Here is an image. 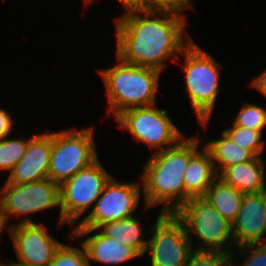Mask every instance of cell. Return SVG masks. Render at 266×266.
<instances>
[{"mask_svg": "<svg viewBox=\"0 0 266 266\" xmlns=\"http://www.w3.org/2000/svg\"><path fill=\"white\" fill-rule=\"evenodd\" d=\"M114 17L115 56L127 64L162 73L167 61L174 64L193 41L184 13L139 9Z\"/></svg>", "mask_w": 266, "mask_h": 266, "instance_id": "obj_1", "label": "cell"}, {"mask_svg": "<svg viewBox=\"0 0 266 266\" xmlns=\"http://www.w3.org/2000/svg\"><path fill=\"white\" fill-rule=\"evenodd\" d=\"M139 178L143 212L161 206L160 213H176L191 198L185 191L184 174L190 160V136L175 146L151 153Z\"/></svg>", "mask_w": 266, "mask_h": 266, "instance_id": "obj_2", "label": "cell"}, {"mask_svg": "<svg viewBox=\"0 0 266 266\" xmlns=\"http://www.w3.org/2000/svg\"><path fill=\"white\" fill-rule=\"evenodd\" d=\"M114 66L100 69L105 86L107 113L115 119L131 108L157 104L161 72L146 67L127 64L116 57ZM117 63V64H116Z\"/></svg>", "mask_w": 266, "mask_h": 266, "instance_id": "obj_3", "label": "cell"}, {"mask_svg": "<svg viewBox=\"0 0 266 266\" xmlns=\"http://www.w3.org/2000/svg\"><path fill=\"white\" fill-rule=\"evenodd\" d=\"M175 64L184 72L185 94L190 101L196 120L205 130L216 108L221 88V64L193 40ZM179 59L182 61L180 63ZM179 61V62H178ZM206 128V129H205Z\"/></svg>", "mask_w": 266, "mask_h": 266, "instance_id": "obj_4", "label": "cell"}, {"mask_svg": "<svg viewBox=\"0 0 266 266\" xmlns=\"http://www.w3.org/2000/svg\"><path fill=\"white\" fill-rule=\"evenodd\" d=\"M175 214L182 220L194 250L233 253L232 223L204 197L190 198Z\"/></svg>", "mask_w": 266, "mask_h": 266, "instance_id": "obj_5", "label": "cell"}, {"mask_svg": "<svg viewBox=\"0 0 266 266\" xmlns=\"http://www.w3.org/2000/svg\"><path fill=\"white\" fill-rule=\"evenodd\" d=\"M0 187V224L4 230L13 225L38 223L31 217L33 214L60 209L59 185L49 178L28 184L5 181ZM13 218L20 219L12 223Z\"/></svg>", "mask_w": 266, "mask_h": 266, "instance_id": "obj_6", "label": "cell"}, {"mask_svg": "<svg viewBox=\"0 0 266 266\" xmlns=\"http://www.w3.org/2000/svg\"><path fill=\"white\" fill-rule=\"evenodd\" d=\"M94 131L92 125L52 131L48 169V178L52 182L60 186L99 158Z\"/></svg>", "mask_w": 266, "mask_h": 266, "instance_id": "obj_7", "label": "cell"}, {"mask_svg": "<svg viewBox=\"0 0 266 266\" xmlns=\"http://www.w3.org/2000/svg\"><path fill=\"white\" fill-rule=\"evenodd\" d=\"M100 161L98 158L59 186L58 227L65 224L73 229L92 211L104 186L112 177Z\"/></svg>", "mask_w": 266, "mask_h": 266, "instance_id": "obj_8", "label": "cell"}, {"mask_svg": "<svg viewBox=\"0 0 266 266\" xmlns=\"http://www.w3.org/2000/svg\"><path fill=\"white\" fill-rule=\"evenodd\" d=\"M156 105L131 108L114 119L121 130L147 145L152 153L171 148L186 136L169 117V111Z\"/></svg>", "mask_w": 266, "mask_h": 266, "instance_id": "obj_9", "label": "cell"}, {"mask_svg": "<svg viewBox=\"0 0 266 266\" xmlns=\"http://www.w3.org/2000/svg\"><path fill=\"white\" fill-rule=\"evenodd\" d=\"M150 224L144 255L149 266H185L194 251L182 220L175 213H158Z\"/></svg>", "mask_w": 266, "mask_h": 266, "instance_id": "obj_10", "label": "cell"}, {"mask_svg": "<svg viewBox=\"0 0 266 266\" xmlns=\"http://www.w3.org/2000/svg\"><path fill=\"white\" fill-rule=\"evenodd\" d=\"M143 191L140 182H124L111 177L92 211L74 228L98 229L101 225L138 215Z\"/></svg>", "mask_w": 266, "mask_h": 266, "instance_id": "obj_11", "label": "cell"}, {"mask_svg": "<svg viewBox=\"0 0 266 266\" xmlns=\"http://www.w3.org/2000/svg\"><path fill=\"white\" fill-rule=\"evenodd\" d=\"M42 222L18 224L6 229L13 243L15 256L21 265L49 266L55 252L63 243L54 238Z\"/></svg>", "mask_w": 266, "mask_h": 266, "instance_id": "obj_12", "label": "cell"}, {"mask_svg": "<svg viewBox=\"0 0 266 266\" xmlns=\"http://www.w3.org/2000/svg\"><path fill=\"white\" fill-rule=\"evenodd\" d=\"M67 238L82 243L90 266L91 262L117 266L141 257L133 248L103 235L98 229L73 228Z\"/></svg>", "mask_w": 266, "mask_h": 266, "instance_id": "obj_13", "label": "cell"}, {"mask_svg": "<svg viewBox=\"0 0 266 266\" xmlns=\"http://www.w3.org/2000/svg\"><path fill=\"white\" fill-rule=\"evenodd\" d=\"M47 131V132H46ZM43 132V133H42ZM33 134L25 154L17 162L6 181L13 184H28L48 179L50 154L52 150V130Z\"/></svg>", "mask_w": 266, "mask_h": 266, "instance_id": "obj_14", "label": "cell"}, {"mask_svg": "<svg viewBox=\"0 0 266 266\" xmlns=\"http://www.w3.org/2000/svg\"><path fill=\"white\" fill-rule=\"evenodd\" d=\"M232 233L236 248L266 244V210L258 193L244 194Z\"/></svg>", "mask_w": 266, "mask_h": 266, "instance_id": "obj_15", "label": "cell"}, {"mask_svg": "<svg viewBox=\"0 0 266 266\" xmlns=\"http://www.w3.org/2000/svg\"><path fill=\"white\" fill-rule=\"evenodd\" d=\"M198 136H190V160L184 174L185 191L191 198L203 197L218 178L210 153Z\"/></svg>", "mask_w": 266, "mask_h": 266, "instance_id": "obj_16", "label": "cell"}, {"mask_svg": "<svg viewBox=\"0 0 266 266\" xmlns=\"http://www.w3.org/2000/svg\"><path fill=\"white\" fill-rule=\"evenodd\" d=\"M265 157L229 166L218 177L244 194L258 193L266 185Z\"/></svg>", "mask_w": 266, "mask_h": 266, "instance_id": "obj_17", "label": "cell"}, {"mask_svg": "<svg viewBox=\"0 0 266 266\" xmlns=\"http://www.w3.org/2000/svg\"><path fill=\"white\" fill-rule=\"evenodd\" d=\"M218 138L203 140V146L209 151L217 175L219 176L226 168L239 163L253 161L256 156L249 150L234 143L222 130Z\"/></svg>", "mask_w": 266, "mask_h": 266, "instance_id": "obj_18", "label": "cell"}, {"mask_svg": "<svg viewBox=\"0 0 266 266\" xmlns=\"http://www.w3.org/2000/svg\"><path fill=\"white\" fill-rule=\"evenodd\" d=\"M137 216L139 215L106 223L98 230L103 235L133 248L142 257L147 247L148 237L146 235H149V228L147 227L146 232V229L141 226L142 221L140 222Z\"/></svg>", "mask_w": 266, "mask_h": 266, "instance_id": "obj_19", "label": "cell"}, {"mask_svg": "<svg viewBox=\"0 0 266 266\" xmlns=\"http://www.w3.org/2000/svg\"><path fill=\"white\" fill-rule=\"evenodd\" d=\"M244 193L217 178L203 196L222 216L233 223L242 205Z\"/></svg>", "mask_w": 266, "mask_h": 266, "instance_id": "obj_20", "label": "cell"}, {"mask_svg": "<svg viewBox=\"0 0 266 266\" xmlns=\"http://www.w3.org/2000/svg\"><path fill=\"white\" fill-rule=\"evenodd\" d=\"M223 131L231 138V140L241 147L251 151L256 157L265 156L266 140L263 138L261 131H254L246 127L229 125ZM264 140V141H263Z\"/></svg>", "mask_w": 266, "mask_h": 266, "instance_id": "obj_21", "label": "cell"}, {"mask_svg": "<svg viewBox=\"0 0 266 266\" xmlns=\"http://www.w3.org/2000/svg\"><path fill=\"white\" fill-rule=\"evenodd\" d=\"M21 137L11 138L7 136L0 140V173L8 172L10 174L13 171L17 162L25 154L29 140L33 135L27 139L23 135Z\"/></svg>", "mask_w": 266, "mask_h": 266, "instance_id": "obj_22", "label": "cell"}, {"mask_svg": "<svg viewBox=\"0 0 266 266\" xmlns=\"http://www.w3.org/2000/svg\"><path fill=\"white\" fill-rule=\"evenodd\" d=\"M240 109L231 120V125L263 131L266 128V107L250 102H242ZM264 129V130H263Z\"/></svg>", "mask_w": 266, "mask_h": 266, "instance_id": "obj_23", "label": "cell"}, {"mask_svg": "<svg viewBox=\"0 0 266 266\" xmlns=\"http://www.w3.org/2000/svg\"><path fill=\"white\" fill-rule=\"evenodd\" d=\"M231 266H266V244L235 248L231 254Z\"/></svg>", "mask_w": 266, "mask_h": 266, "instance_id": "obj_24", "label": "cell"}, {"mask_svg": "<svg viewBox=\"0 0 266 266\" xmlns=\"http://www.w3.org/2000/svg\"><path fill=\"white\" fill-rule=\"evenodd\" d=\"M78 244L62 243L49 266H90L84 246L80 241Z\"/></svg>", "mask_w": 266, "mask_h": 266, "instance_id": "obj_25", "label": "cell"}, {"mask_svg": "<svg viewBox=\"0 0 266 266\" xmlns=\"http://www.w3.org/2000/svg\"><path fill=\"white\" fill-rule=\"evenodd\" d=\"M185 266H231V255L218 251L194 250Z\"/></svg>", "mask_w": 266, "mask_h": 266, "instance_id": "obj_26", "label": "cell"}, {"mask_svg": "<svg viewBox=\"0 0 266 266\" xmlns=\"http://www.w3.org/2000/svg\"><path fill=\"white\" fill-rule=\"evenodd\" d=\"M193 1L194 0H142V9L171 10L185 13L189 10H195Z\"/></svg>", "mask_w": 266, "mask_h": 266, "instance_id": "obj_27", "label": "cell"}, {"mask_svg": "<svg viewBox=\"0 0 266 266\" xmlns=\"http://www.w3.org/2000/svg\"><path fill=\"white\" fill-rule=\"evenodd\" d=\"M14 127V119L9 110L0 107V140L11 136Z\"/></svg>", "mask_w": 266, "mask_h": 266, "instance_id": "obj_28", "label": "cell"}, {"mask_svg": "<svg viewBox=\"0 0 266 266\" xmlns=\"http://www.w3.org/2000/svg\"><path fill=\"white\" fill-rule=\"evenodd\" d=\"M249 82V86L262 93L261 95L265 96L266 99V68L263 72H260L258 75L251 78V81L249 80Z\"/></svg>", "mask_w": 266, "mask_h": 266, "instance_id": "obj_29", "label": "cell"}, {"mask_svg": "<svg viewBox=\"0 0 266 266\" xmlns=\"http://www.w3.org/2000/svg\"><path fill=\"white\" fill-rule=\"evenodd\" d=\"M125 9L124 12L142 9V0H118Z\"/></svg>", "mask_w": 266, "mask_h": 266, "instance_id": "obj_30", "label": "cell"}, {"mask_svg": "<svg viewBox=\"0 0 266 266\" xmlns=\"http://www.w3.org/2000/svg\"><path fill=\"white\" fill-rule=\"evenodd\" d=\"M258 194L262 200L263 207L266 210V185L262 189L259 190Z\"/></svg>", "mask_w": 266, "mask_h": 266, "instance_id": "obj_31", "label": "cell"}, {"mask_svg": "<svg viewBox=\"0 0 266 266\" xmlns=\"http://www.w3.org/2000/svg\"><path fill=\"white\" fill-rule=\"evenodd\" d=\"M0 266H26V265H21L17 262H13V261H9V262H6L5 260L2 261L0 258Z\"/></svg>", "mask_w": 266, "mask_h": 266, "instance_id": "obj_32", "label": "cell"}, {"mask_svg": "<svg viewBox=\"0 0 266 266\" xmlns=\"http://www.w3.org/2000/svg\"><path fill=\"white\" fill-rule=\"evenodd\" d=\"M83 3H84V6L87 7V6H90L94 1L93 0H82Z\"/></svg>", "mask_w": 266, "mask_h": 266, "instance_id": "obj_33", "label": "cell"}, {"mask_svg": "<svg viewBox=\"0 0 266 266\" xmlns=\"http://www.w3.org/2000/svg\"><path fill=\"white\" fill-rule=\"evenodd\" d=\"M2 232H3V227H2L1 224H0V239H2V238H1Z\"/></svg>", "mask_w": 266, "mask_h": 266, "instance_id": "obj_34", "label": "cell"}]
</instances>
